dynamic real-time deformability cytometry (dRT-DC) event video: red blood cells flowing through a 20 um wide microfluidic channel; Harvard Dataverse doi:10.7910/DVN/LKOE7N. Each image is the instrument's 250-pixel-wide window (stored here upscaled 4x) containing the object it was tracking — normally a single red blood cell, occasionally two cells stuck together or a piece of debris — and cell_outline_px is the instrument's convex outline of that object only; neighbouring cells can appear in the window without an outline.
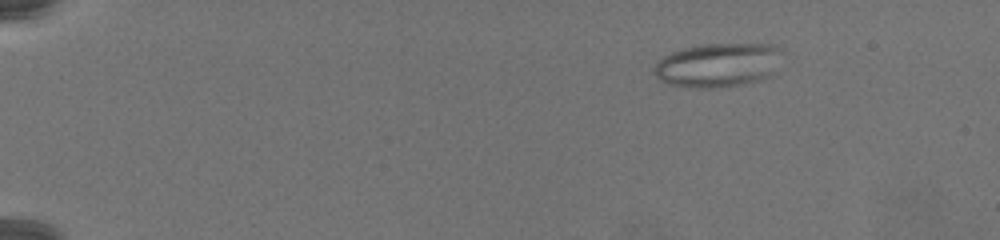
{"species": "common noctule bat (a hibernating species)", "species_latin": "Nyctalus noctula", "temperature_condition": "warm", "stored_images_in_passage": 80, "camera_frame_rate_fps": 3000, "um_per_image_px": 0.085, "animal": {"sex": "female", "body_mass_g": 19.5, "forearm_length_mm": 54.1}, "frame": {"image": 1, "passage_image": 14, "time_ms": 4.333, "image_size_px": [1000, 240], "cell_outline_px": [[780, 52], [772, 76], [764, 80], [716, 88], [692, 88], [668, 84], [660, 80], [652, 72], [652, 68], [664, 56], [672, 52], [684, 48], [700, 44], [772, 44], [780, 48]], "centroid_in_image_um": [61.0, 5.54], "position_along_channel_um": 24.0, "area_um2": 32.95}}
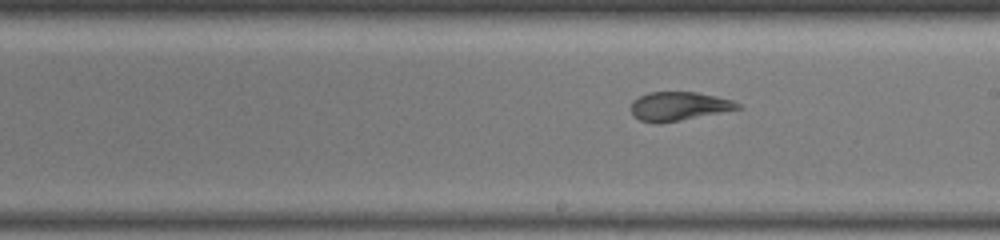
{"frame": {"image": 2, "passage_image": 50, "time_ms": 16.333, "image_size_px": [1000, 240], "cell_outline_px": [[744, 108], [660, 124], [656, 124], [640, 120], [632, 116], [632, 100], [648, 92], [696, 92], [716, 96], [732, 100], [740, 104]], "centroid_in_image_um": [57.7, 9.04], "position_along_channel_um": 231.3, "area_um2": 18.03}}
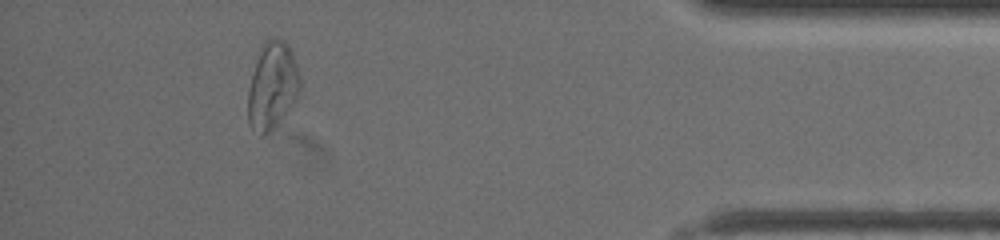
{"frame": {"image": 3, "passage_image": 74, "time_ms": 24.333, "image_size_px": [1000, 240], "cell_outline_px": [[300, 88], [296, 96], [280, 120], [264, 136], [260, 136], [248, 124], [248, 88], [256, 64], [264, 44], [268, 40], [284, 40], [288, 44], [292, 52], [300, 76]], "centroid_in_image_um": [23.14, 7.33], "position_along_channel_um": 412.1, "area_um2": 25.49}}